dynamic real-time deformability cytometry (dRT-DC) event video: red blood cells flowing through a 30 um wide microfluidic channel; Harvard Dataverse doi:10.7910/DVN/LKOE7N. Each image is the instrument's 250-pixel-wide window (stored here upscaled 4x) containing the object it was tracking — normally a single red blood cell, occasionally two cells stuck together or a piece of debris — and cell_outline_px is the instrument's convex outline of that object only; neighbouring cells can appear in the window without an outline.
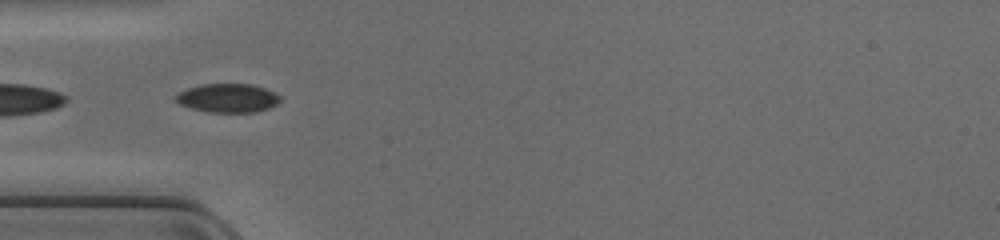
{"species": "common noctule bat (a hibernating species)", "species_latin": "Nyctalus noctula", "temperature_condition": "cold", "stored_images_in_passage": 36, "camera_frame_rate_fps": 3000, "um_per_image_px": 0.085, "animal": {"sex": "female", "body_mass_g": 17.0, "forearm_length_mm": 48.0}, "frame": {"image": 1, "passage_image": 4, "time_ms": 1.0, "image_size_px": [1000, 240], "cell_outline_px": [[280, 100], [276, 104], [268, 108], [256, 112], [208, 112], [192, 108], [180, 104], [176, 100], [176, 96], [180, 92], [188, 88], [200, 84], [252, 84], [276, 92], [280, 96]], "centroid_in_image_um": [19.39, 8.33], "position_along_channel_um": 65.6, "area_um2": 17.4}}
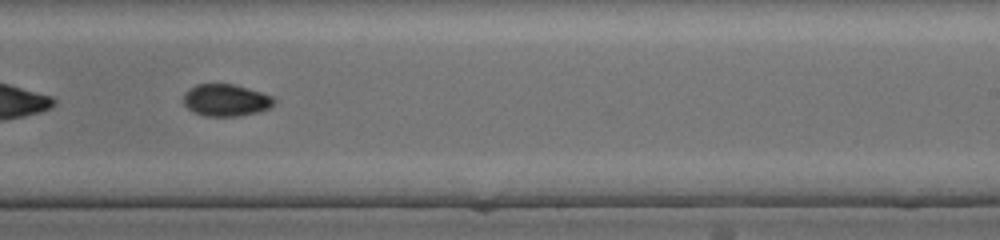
{"frame": {"image": 2, "passage_image": 18, "time_ms": 5.667, "image_size_px": [1000, 240], "cell_outline_px": [[276, 100], [268, 108], [256, 112], [240, 116], [204, 116], [192, 112], [184, 104], [184, 92], [188, 88], [196, 84], [232, 84], [248, 88], [272, 96]], "centroid_in_image_um": [19.15, 8.51], "position_along_channel_um": 269.8, "area_um2": 16.88}}
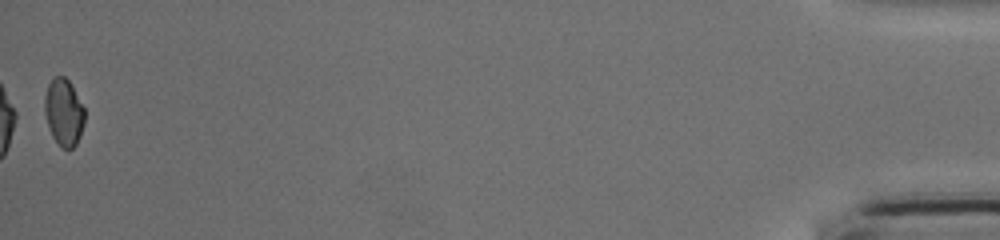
{"frame": {"image": 3, "passage_image": 36, "time_ms": 11.667, "image_size_px": [1000, 240], "cell_outline_px": [[84, 124], [80, 136], [76, 144], [72, 148], [60, 148], [52, 136], [44, 112], [44, 96], [48, 84], [52, 76], [64, 76], [68, 80], [84, 108]], "centroid_in_image_um": [5.4, 9.54], "position_along_channel_um": 429.8, "area_um2": 15.61}}